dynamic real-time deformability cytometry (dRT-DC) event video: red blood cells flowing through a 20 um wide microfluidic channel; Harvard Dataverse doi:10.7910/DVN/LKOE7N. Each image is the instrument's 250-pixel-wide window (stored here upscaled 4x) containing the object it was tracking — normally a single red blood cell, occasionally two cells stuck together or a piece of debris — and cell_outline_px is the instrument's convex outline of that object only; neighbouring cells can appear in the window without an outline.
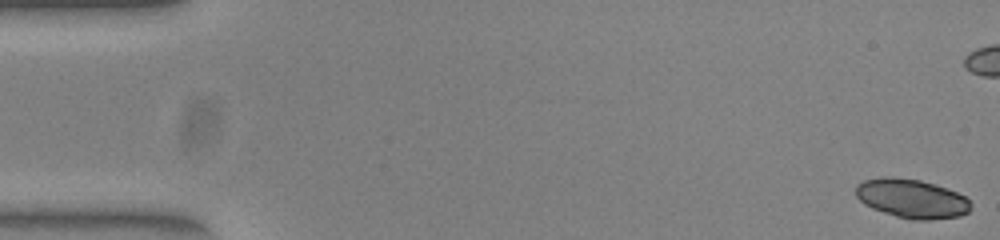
{"species": "common noctule bat (a hibernating species)", "species_latin": "Nyctalus noctula", "temperature_condition": "warm", "stored_images_in_passage": 47, "camera_frame_rate_fps": 3000, "um_per_image_px": 0.085, "animal": {"sex": "female", "body_mass_g": 23.0, "forearm_length_mm": 53.4}, "frame": {"image": 1, "passage_image": 1, "time_ms": 0.0, "image_size_px": [1000, 240], "cell_outline_px": [[972, 208], [968, 212], [960, 216], [928, 220], [912, 220], [896, 216], [872, 208], [864, 204], [856, 196], [856, 184], [864, 180], [880, 176], [892, 176], [920, 180], [936, 184], [956, 192], [964, 196], [972, 204]], "centroid_in_image_um": [77.49, 16.87], "position_along_channel_um": 7.5, "area_um2": 26.36}, "authors_computed_cell_mechanics": {"area_um2": 17.8602, "velocity_mm_per_s": 3.9189, "shape_relaxation_time_tau1_ms": 10.6172, "shape_relaxation_time_tau2_ms": null, "deformation_change_tau1": 0.2132, "deformation_change_tau2": null}}